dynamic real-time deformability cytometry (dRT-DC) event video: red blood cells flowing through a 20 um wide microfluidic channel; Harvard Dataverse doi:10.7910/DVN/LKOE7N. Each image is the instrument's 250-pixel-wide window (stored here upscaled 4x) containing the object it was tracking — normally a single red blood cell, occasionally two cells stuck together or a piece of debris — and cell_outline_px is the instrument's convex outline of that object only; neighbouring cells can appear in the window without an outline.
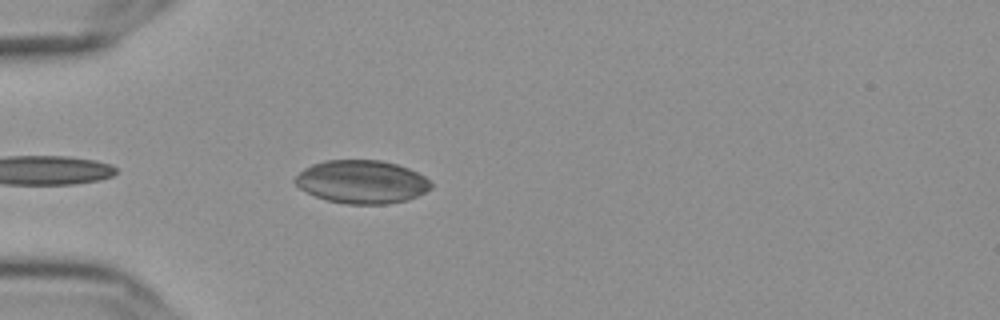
{"species": "Egyptian fruit bat (a non-hibernating species)", "species_latin": "Rousettus aegyptiacus", "temperature_condition": "cold", "stored_images_in_passage": 29, "camera_frame_rate_fps": 3000, "um_per_image_px": 0.085, "frame": {"image": 1, "passage_image": 3, "time_ms": 0.667, "image_size_px": [1000, 320], "cell_outline_px": [[432, 188], [416, 196], [404, 200], [384, 204], [348, 204], [328, 200], [316, 196], [300, 188], [292, 180], [304, 168], [312, 164], [324, 160], [380, 160], [396, 164], [408, 168], [424, 176], [432, 184]], "centroid_in_image_um": [30.73, 15.44], "position_along_channel_um": 54.3, "area_um2": 33.93}}
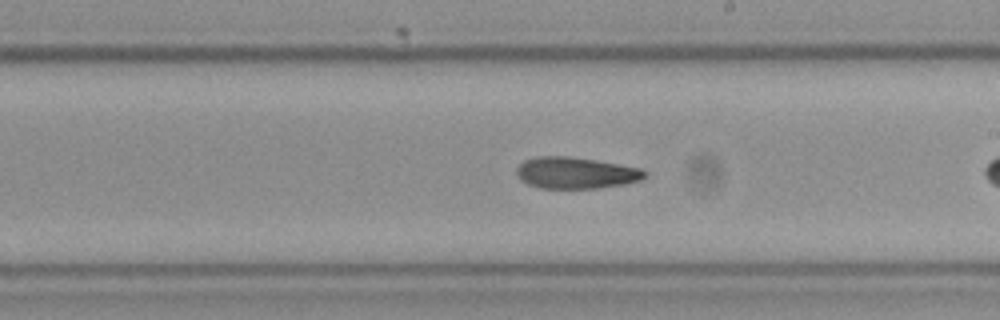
{"frame": {"image": 2, "passage_image": 16, "time_ms": 5.0, "image_size_px": [1000, 320], "cell_outline_px": [[648, 176], [640, 180], [624, 184], [596, 188], [540, 188], [528, 184], [520, 180], [516, 172], [516, 168], [524, 160], [536, 156], [568, 156], [596, 160], [640, 168], [648, 172]], "centroid_in_image_um": [48.94, 14.69], "position_along_channel_um": 240.1, "area_um2": 23.58}}
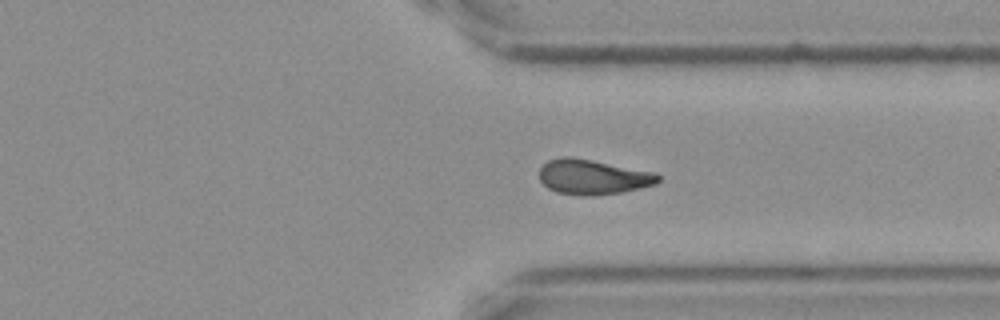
{"frame": {"image": 3, "passage_image": 26, "time_ms": 8.333, "image_size_px": [1000, 320], "cell_outline_px": [[660, 180], [656, 184], [640, 188], [620, 192], [592, 196], [580, 196], [556, 192], [548, 188], [540, 180], [540, 168], [548, 160], [560, 156], [568, 156], [592, 160], [656, 172], [660, 176]], "centroid_in_image_um": [50.4, 15.04], "position_along_channel_um": 361.0, "area_um2": 24.33}}